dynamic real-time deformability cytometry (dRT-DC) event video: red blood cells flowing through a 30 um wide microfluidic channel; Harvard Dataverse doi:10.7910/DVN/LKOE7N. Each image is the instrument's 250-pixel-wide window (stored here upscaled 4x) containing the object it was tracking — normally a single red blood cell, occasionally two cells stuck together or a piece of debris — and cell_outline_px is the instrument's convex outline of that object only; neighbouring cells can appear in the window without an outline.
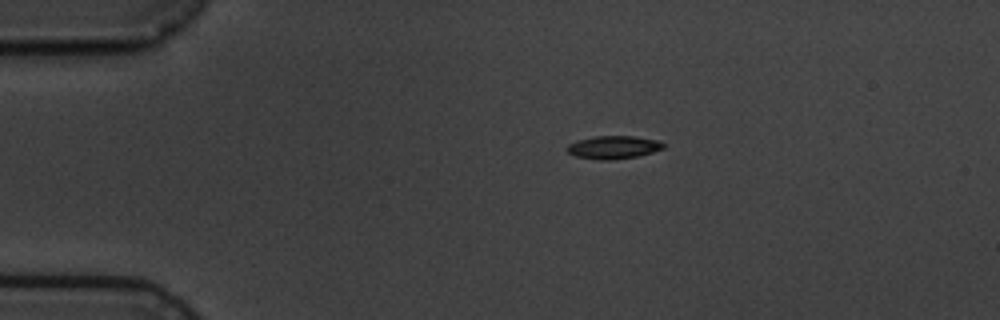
{"species": "common noctule bat (a hibernating species)", "species_latin": "Nyctalus noctula", "temperature_condition": "cold", "stored_images_in_passage": 3, "camera_frame_rate_fps": 3000, "um_per_image_px": 0.085, "animal": {"sex": "male", "body_mass_g": 19.5, "forearm_length_mm": 54.6}, "frame": {"image": 1, "passage_image": 1, "time_ms": 0.0, "image_size_px": [1000, 320], "cell_outline_px": [[664, 148], [640, 156], [612, 160], [600, 160], [576, 156], [568, 152], [568, 144], [576, 140], [596, 136], [636, 136], [656, 140], [664, 144]], "centroid_in_image_um": [52.15, 12.52], "position_along_channel_um": 32.9, "area_um2": 12.89}}
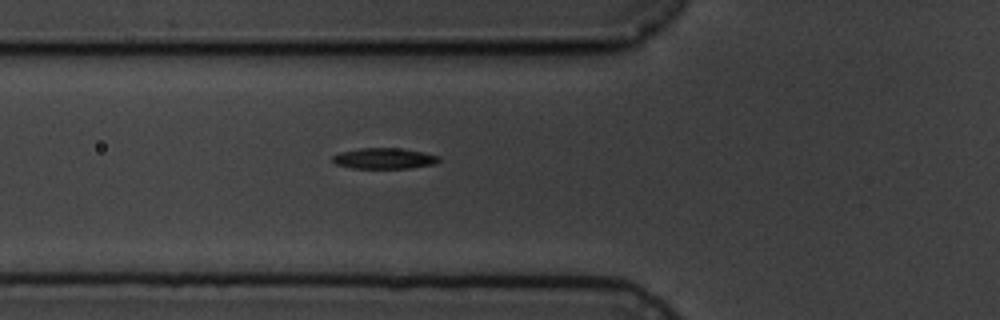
{"frame": {"image": 2, "passage_image": 3, "time_ms": 3.0, "image_size_px": [1000, 320], "cell_outline_px": [[440, 160], [432, 164], [412, 168], [352, 168], [336, 164], [332, 160], [332, 156], [340, 152], [360, 148], [400, 148], [424, 152], [440, 156]], "centroid_in_image_um": [32.65, 13.46], "position_along_channel_um": 93.1, "area_um2": 12.89}}